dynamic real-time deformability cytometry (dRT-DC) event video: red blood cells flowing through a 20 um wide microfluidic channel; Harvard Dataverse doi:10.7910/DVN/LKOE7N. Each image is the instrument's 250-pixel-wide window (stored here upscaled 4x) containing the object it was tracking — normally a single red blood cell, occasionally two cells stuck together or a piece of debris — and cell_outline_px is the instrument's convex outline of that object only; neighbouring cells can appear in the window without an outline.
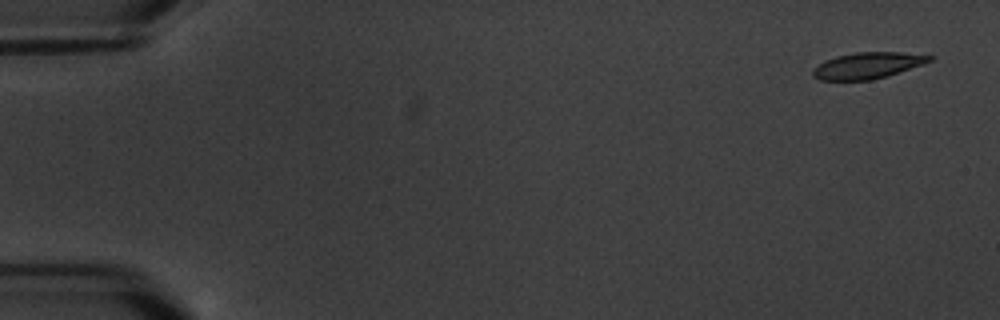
{"species": "common noctule bat (a hibernating species)", "species_latin": "Nyctalus noctula", "temperature_condition": "warm", "stored_images_in_passage": 6, "camera_frame_rate_fps": 3000, "um_per_image_px": 0.085, "animal": {"sex": "male", "body_mass_g": 20.1, "forearm_length_mm": 53.5}, "frame": {"image": 1, "passage_image": 1, "time_ms": 0.0, "image_size_px": [1000, 320], "cell_outline_px": [[936, 56], [932, 60], [924, 64], [888, 76], [872, 80], [820, 80], [812, 76], [812, 68], [824, 60], [836, 56], [856, 52], [900, 52]], "centroid_in_image_um": [73.74, 5.57], "position_along_channel_um": 11.3, "area_um2": 18.09}}
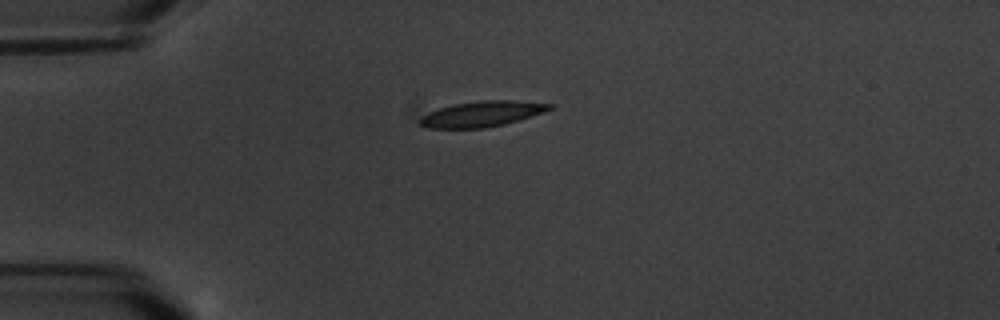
{"frame": {"image": 2, "passage_image": 4, "time_ms": 4.333, "image_size_px": [1000, 320], "cell_outline_px": [[552, 108], [544, 112], [504, 124], [484, 128], [428, 128], [420, 124], [420, 116], [428, 112], [452, 104], [480, 100], [512, 100], [552, 104]], "centroid_in_image_um": [40.93, 9.68], "position_along_channel_um": 44.1, "area_um2": 19.19}}